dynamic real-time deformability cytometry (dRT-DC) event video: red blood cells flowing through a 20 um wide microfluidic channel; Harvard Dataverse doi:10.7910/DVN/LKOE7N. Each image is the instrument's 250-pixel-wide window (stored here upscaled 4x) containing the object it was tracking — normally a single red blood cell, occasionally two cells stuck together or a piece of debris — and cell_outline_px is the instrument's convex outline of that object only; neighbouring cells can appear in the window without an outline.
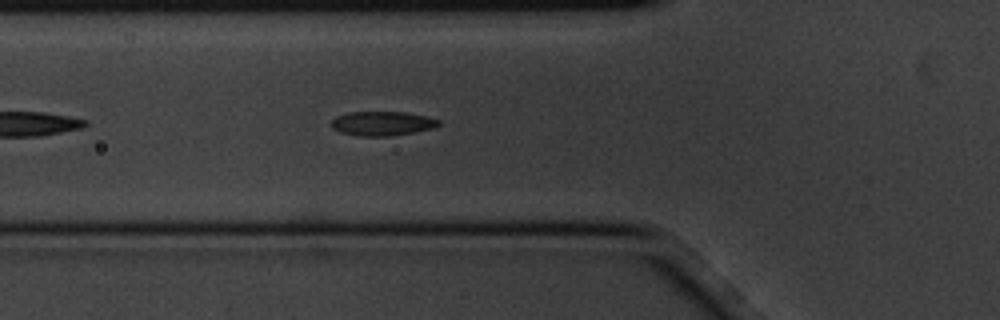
{"species": "common noctule bat (a hibernating species)", "species_latin": "Nyctalus noctula", "temperature_condition": "cold", "stored_images_in_passage": 5, "camera_frame_rate_fps": 3000, "um_per_image_px": 0.085, "animal": {"sex": "male", "body_mass_g": 20.1, "forearm_length_mm": 53.5}, "frame": {"image": 1, "passage_image": 5, "time_ms": 1.333, "image_size_px": [1000, 320], "cell_outline_px": [[440, 124], [436, 128], [388, 136], [360, 136], [340, 132], [332, 128], [328, 124], [336, 116], [348, 112], [404, 112], [424, 116], [440, 120]], "centroid_in_image_um": [32.45, 10.49], "position_along_channel_um": 93.3, "area_um2": 15.2}}